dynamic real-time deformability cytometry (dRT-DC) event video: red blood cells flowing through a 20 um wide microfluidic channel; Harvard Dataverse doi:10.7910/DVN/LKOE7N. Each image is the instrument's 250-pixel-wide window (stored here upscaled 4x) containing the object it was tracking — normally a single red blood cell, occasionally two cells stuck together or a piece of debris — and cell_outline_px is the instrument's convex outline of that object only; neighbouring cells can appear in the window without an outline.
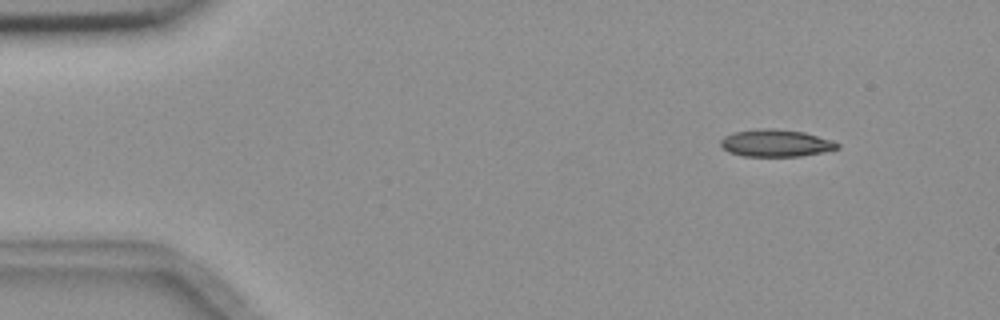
{"species": "common noctule bat (a hibernating species)", "species_latin": "Nyctalus noctula", "temperature_condition": "room temperature", "stored_images_in_passage": 7, "camera_frame_rate_fps": 3000, "um_per_image_px": 0.085, "animal": {"sex": "female", "body_mass_g": 18.4}, "frame": {"image": 1, "passage_image": 2, "time_ms": 1.0, "image_size_px": [1000, 320], "cell_outline_px": [[840, 148], [800, 156], [744, 156], [728, 152], [720, 144], [720, 140], [724, 136], [732, 132], [756, 128], [776, 128], [804, 132], [832, 140], [840, 144]], "centroid_in_image_um": [65.91, 12.15], "position_along_channel_um": 19.1, "area_um2": 18.61}}
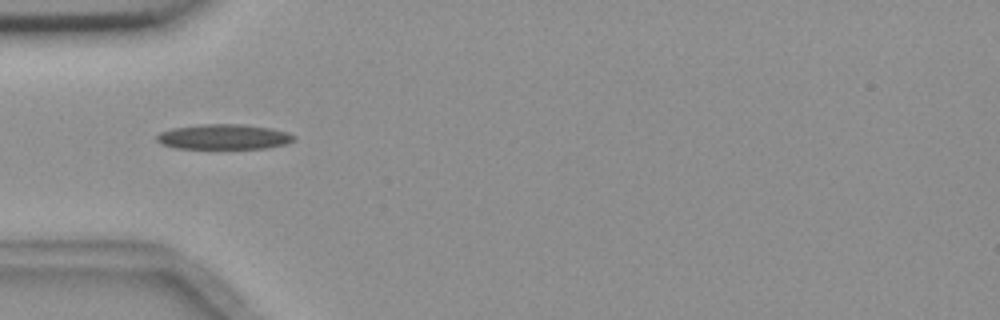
{"frame": {"image": 2, "passage_image": 5, "time_ms": 4.667, "image_size_px": [1000, 320], "cell_outline_px": [[296, 140], [284, 144], [268, 148], [176, 148], [160, 144], [156, 140], [156, 136], [160, 132], [172, 128], [204, 124], [240, 124], [268, 128], [288, 132], [296, 136]], "centroid_in_image_um": [19.01, 11.63], "position_along_channel_um": 66.0, "area_um2": 20.0}}
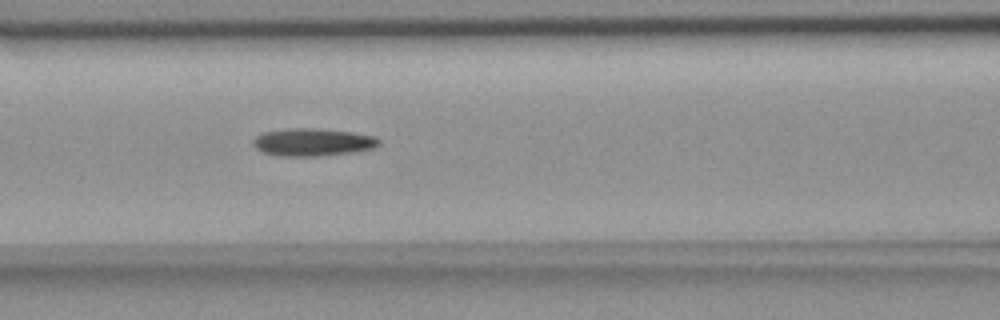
{"frame": {"image": 3, "passage_image": 7, "time_ms": 6.667, "image_size_px": [1000, 320], "cell_outline_px": [[380, 144], [376, 148], [320, 156], [284, 156], [264, 152], [256, 148], [252, 144], [252, 140], [260, 132], [288, 128], [320, 128], [352, 132], [376, 136], [380, 140]], "centroid_in_image_um": [26.58, 12.06], "position_along_channel_um": 140.0, "area_um2": 20.4}}